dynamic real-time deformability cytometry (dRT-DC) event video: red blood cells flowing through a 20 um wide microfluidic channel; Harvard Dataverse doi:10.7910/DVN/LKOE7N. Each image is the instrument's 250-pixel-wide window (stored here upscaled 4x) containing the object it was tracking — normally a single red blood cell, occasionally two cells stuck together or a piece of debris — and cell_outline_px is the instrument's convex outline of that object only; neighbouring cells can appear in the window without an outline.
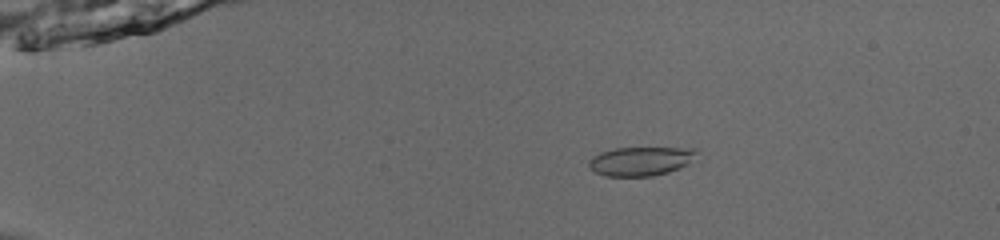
{"species": "common noctule bat (a hibernating species)", "species_latin": "Nyctalus noctula", "temperature_condition": "room temperature", "stored_images_in_passage": 54, "camera_frame_rate_fps": 3000, "um_per_image_px": 0.085, "animal": {"sex": "male", "body_mass_g": 13.0, "forearm_length_mm": 53.1}, "frame": {"image": 1, "passage_image": 12, "time_ms": 3.667, "image_size_px": [1000, 240], "cell_outline_px": [[700, 148], [680, 168], [668, 172], [652, 176], [604, 176], [588, 168], [588, 160], [600, 152], [616, 148]], "centroid_in_image_um": [54.37, 13.7], "position_along_channel_um": 30.6, "area_um2": 17.92}}
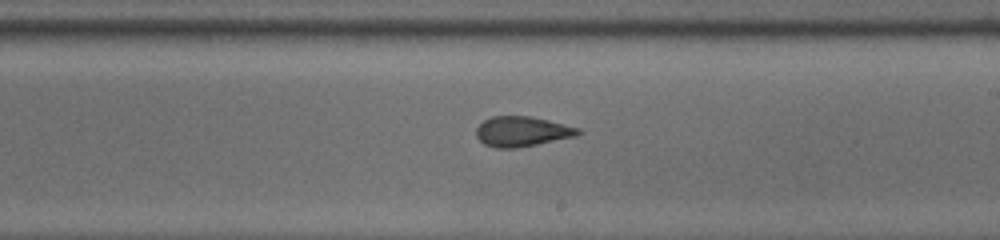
{"frame": {"image": 2, "passage_image": 34, "time_ms": 11.0, "image_size_px": [1000, 240], "cell_outline_px": [[584, 132], [576, 136], [516, 148], [496, 148], [484, 144], [476, 136], [476, 128], [484, 120], [492, 116], [532, 116], [580, 128]], "centroid_in_image_um": [44.38, 11.17], "position_along_channel_um": 244.6, "area_um2": 17.86}}
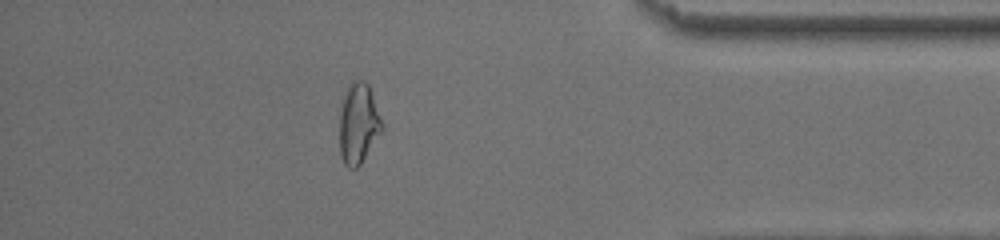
{"frame": {"image": 3, "passage_image": 48, "time_ms": 15.667, "image_size_px": [1000, 240], "cell_outline_px": [[384, 128], [360, 164], [356, 168], [348, 168], [344, 164], [340, 156], [340, 112], [344, 96], [348, 84], [352, 80], [364, 80], [368, 84], [384, 124]], "centroid_in_image_um": [30.47, 10.49], "position_along_channel_um": 404.7, "area_um2": 19.94}, "authors_computed_cell_mechanics": {"area_um2": 18.4671, "velocity_mm_per_s": 3.9384, "shape_relaxation_time_tau1_ms": 5.8869, "shape_relaxation_time_tau2_ms": 1.1123, "deformation_change_tau1": 0.1724, "deformation_change_tau2": 0.0875}}